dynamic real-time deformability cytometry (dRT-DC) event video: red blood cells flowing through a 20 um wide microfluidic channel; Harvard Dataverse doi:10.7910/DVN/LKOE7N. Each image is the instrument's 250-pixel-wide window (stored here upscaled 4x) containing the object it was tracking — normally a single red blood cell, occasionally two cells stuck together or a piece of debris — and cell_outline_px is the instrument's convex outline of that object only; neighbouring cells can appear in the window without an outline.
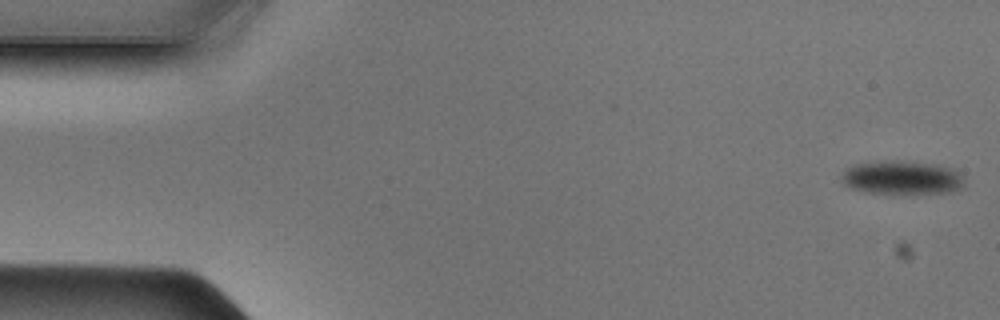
{"species": "Egyptian fruit bat (a non-hibernating species)", "species_latin": "Rousettus aegyptiacus", "temperature_condition": "cold", "stored_images_in_passage": 48, "camera_frame_rate_fps": 3000, "um_per_image_px": 0.085, "animal": {"sex": "male"}, "frame": {"image": 1, "passage_image": 1, "time_ms": 0.0, "image_size_px": [1000, 320], "cell_outline_px": [[964, 184], [952, 192], [868, 192], [848, 188], [840, 180], [840, 176], [852, 164], [880, 160], [896, 160], [936, 164], [952, 168], [960, 172], [964, 180]], "centroid_in_image_um": [76.62, 15.06], "position_along_channel_um": 8.4, "area_um2": 23.99}}
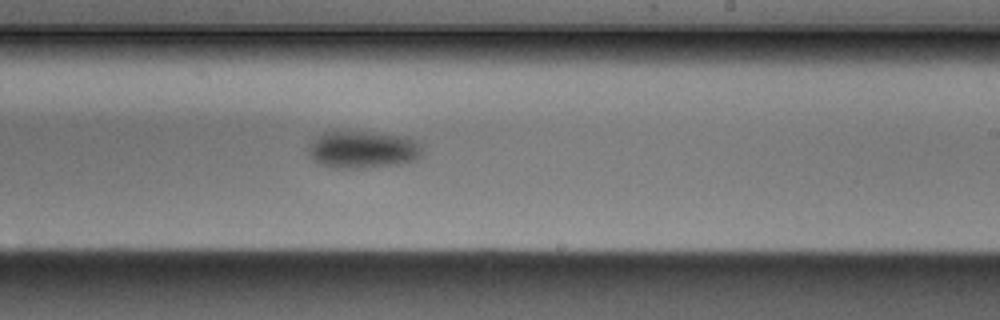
{"frame": {"image": 2, "passage_image": 28, "time_ms": 9.0, "image_size_px": [1000, 320], "cell_outline_px": [[424, 152], [416, 160], [396, 164], [360, 168], [332, 168], [320, 164], [312, 160], [308, 156], [304, 148], [316, 136], [332, 128], [340, 128], [376, 132], [408, 136], [424, 144]], "centroid_in_image_um": [30.78, 12.65], "position_along_channel_um": 258.2, "area_um2": 26.36}}
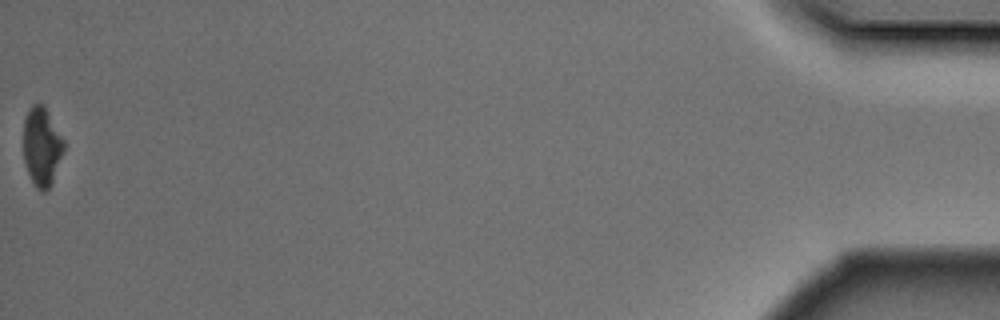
{"frame": {"image": 3, "passage_image": 48, "time_ms": 15.667, "image_size_px": [1000, 320], "cell_outline_px": [[64, 152], [52, 180], [48, 188], [44, 192], [40, 192], [36, 188], [28, 172], [24, 160], [24, 120], [28, 108], [32, 104], [44, 104], [64, 140]], "centroid_in_image_um": [3.55, 12.43], "position_along_channel_um": 431.6, "area_um2": 18.44}}